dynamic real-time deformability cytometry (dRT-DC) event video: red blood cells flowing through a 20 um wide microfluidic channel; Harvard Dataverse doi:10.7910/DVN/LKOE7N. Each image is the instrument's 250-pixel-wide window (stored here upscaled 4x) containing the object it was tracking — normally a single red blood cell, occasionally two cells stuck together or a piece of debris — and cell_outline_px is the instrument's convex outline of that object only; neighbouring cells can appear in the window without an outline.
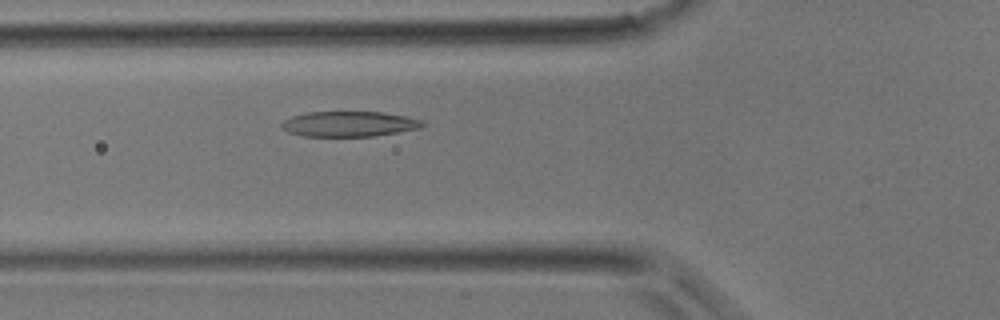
{"species": "common noctule bat (a hibernating species)", "species_latin": "Nyctalus noctula", "temperature_condition": "room temperature", "stored_images_in_passage": 36, "camera_frame_rate_fps": 3000, "um_per_image_px": 0.085, "animal": {"sex": "male", "body_mass_g": 17.9}, "frame": {"image": 1, "passage_image": 11, "time_ms": 3.333, "image_size_px": [1000, 320], "cell_outline_px": [[424, 124], [420, 128], [372, 136], [304, 136], [288, 132], [280, 128], [280, 124], [284, 120], [292, 116], [308, 112], [384, 112], [408, 116], [420, 120]], "centroid_in_image_um": [29.64, 10.53], "position_along_channel_um": 96.2, "area_um2": 20.69}}
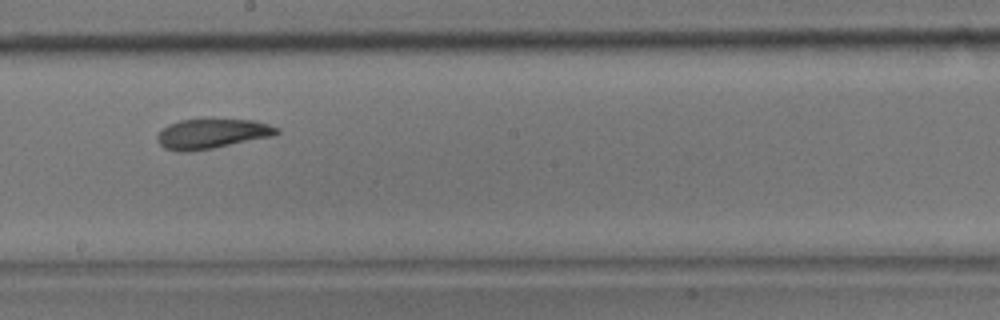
{"frame": {"image": 2, "passage_image": 19, "time_ms": 6.0, "image_size_px": [1000, 320], "cell_outline_px": [[280, 132], [276, 136], [212, 148], [188, 152], [176, 152], [164, 148], [156, 140], [156, 136], [168, 124], [180, 120], [256, 120], [280, 128]], "centroid_in_image_um": [18.04, 11.38], "position_along_channel_um": 230.2, "area_um2": 20.81}}
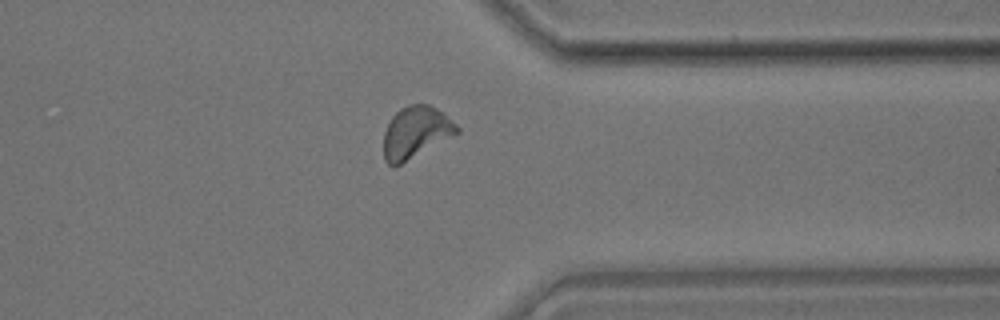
{"frame": {"image": 3, "passage_image": 28, "time_ms": 9.0, "image_size_px": [1000, 320], "cell_outline_px": [[460, 132], [400, 164], [392, 168], [384, 160], [384, 132], [392, 116], [400, 108], [408, 104], [428, 104], [436, 108], [456, 124], [460, 128]], "centroid_in_image_um": [35.32, 11.25], "position_along_channel_um": 376.1, "area_um2": 21.91}}